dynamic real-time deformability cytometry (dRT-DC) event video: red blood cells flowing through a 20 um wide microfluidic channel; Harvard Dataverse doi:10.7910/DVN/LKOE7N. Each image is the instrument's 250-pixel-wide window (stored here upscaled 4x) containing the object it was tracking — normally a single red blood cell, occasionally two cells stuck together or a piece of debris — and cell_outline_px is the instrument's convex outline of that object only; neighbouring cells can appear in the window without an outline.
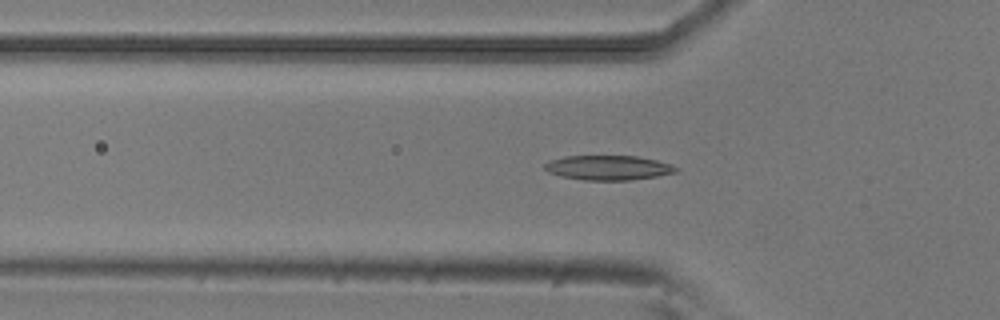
{"species": "common noctule bat (a hibernating species)", "species_latin": "Nyctalus noctula", "temperature_condition": "room temperature", "stored_images_in_passage": 41, "camera_frame_rate_fps": 3000, "um_per_image_px": 0.085, "animal": {"sex": "male", "body_mass_g": 20.5, "forearm_length_mm": 52.5}, "frame": {"image": 1, "passage_image": 11, "time_ms": 3.333, "image_size_px": [1000, 320], "cell_outline_px": [[680, 168], [676, 172], [656, 176], [628, 180], [584, 180], [560, 176], [548, 172], [544, 168], [544, 164], [548, 160], [564, 156], [636, 156], [656, 160]], "centroid_in_image_um": [51.65, 14.25], "position_along_channel_um": 74.2, "area_um2": 18.79}}
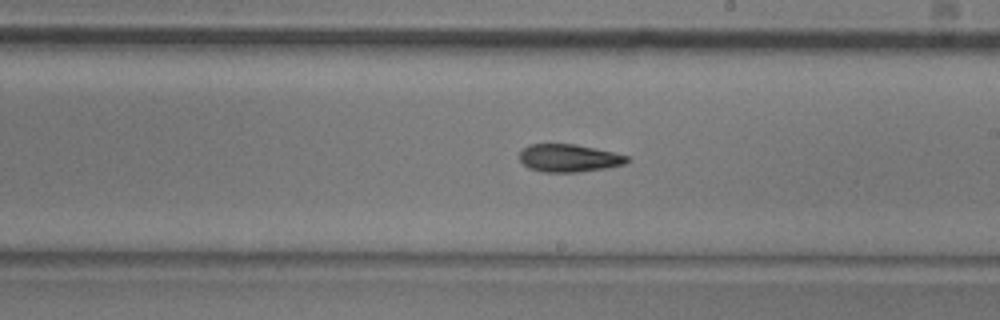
{"frame": {"image": 2, "passage_image": 24, "time_ms": 7.667, "image_size_px": [1000, 320], "cell_outline_px": [[632, 160], [624, 164], [608, 168], [576, 172], [540, 172], [528, 168], [520, 160], [520, 152], [528, 144], [576, 144], [612, 152], [628, 156]], "centroid_in_image_um": [48.36, 13.44], "position_along_channel_um": 240.6, "area_um2": 17.46}}
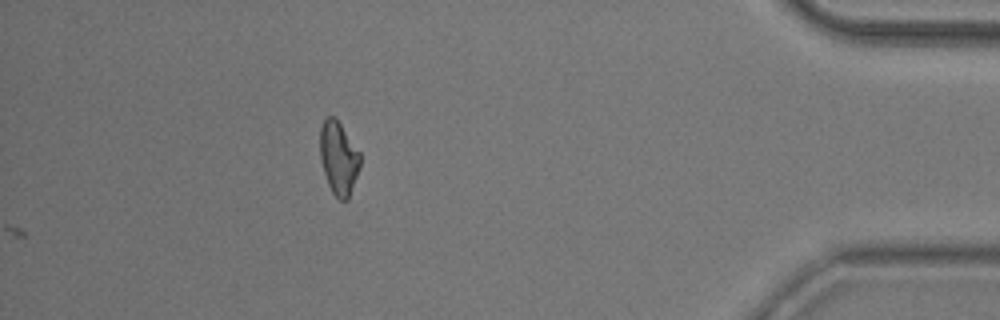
{"frame": {"image": 3, "passage_image": 41, "time_ms": 13.333, "image_size_px": [1000, 320], "cell_outline_px": [[360, 164], [348, 200], [340, 200], [332, 192], [328, 184], [320, 160], [320, 128], [324, 120], [328, 116], [336, 116], [360, 152]], "centroid_in_image_um": [28.77, 13.39], "position_along_channel_um": 406.4, "area_um2": 17.11}, "authors_computed_cell_mechanics": {"area_um2": 17.5712, "velocity_mm_per_s": 3.8106, "shape_relaxation_time_tau1_ms": 8.9642, "shape_relaxation_time_tau2_ms": 5.4682, "deformation_change_tau1": 0.2052, "deformation_change_tau2": 0.1397}}